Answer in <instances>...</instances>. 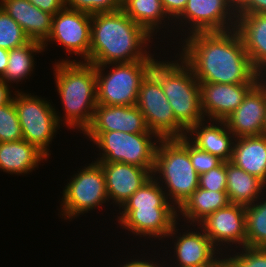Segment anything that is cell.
Masks as SVG:
<instances>
[{
    "instance_id": "6da1fadb",
    "label": "cell",
    "mask_w": 266,
    "mask_h": 267,
    "mask_svg": "<svg viewBox=\"0 0 266 267\" xmlns=\"http://www.w3.org/2000/svg\"><path fill=\"white\" fill-rule=\"evenodd\" d=\"M184 43L178 56L192 69L198 82L258 83L264 78L254 69L235 29L195 32Z\"/></svg>"
},
{
    "instance_id": "7a4b0ae2",
    "label": "cell",
    "mask_w": 266,
    "mask_h": 267,
    "mask_svg": "<svg viewBox=\"0 0 266 267\" xmlns=\"http://www.w3.org/2000/svg\"><path fill=\"white\" fill-rule=\"evenodd\" d=\"M150 37L142 26L122 10L93 14L88 63L98 66L156 60L145 50Z\"/></svg>"
},
{
    "instance_id": "3957f363",
    "label": "cell",
    "mask_w": 266,
    "mask_h": 267,
    "mask_svg": "<svg viewBox=\"0 0 266 267\" xmlns=\"http://www.w3.org/2000/svg\"><path fill=\"white\" fill-rule=\"evenodd\" d=\"M55 63L56 87L65 110L64 123L84 133L98 105L95 65L67 59Z\"/></svg>"
},
{
    "instance_id": "277c9868",
    "label": "cell",
    "mask_w": 266,
    "mask_h": 267,
    "mask_svg": "<svg viewBox=\"0 0 266 267\" xmlns=\"http://www.w3.org/2000/svg\"><path fill=\"white\" fill-rule=\"evenodd\" d=\"M179 61H155L150 73L161 85L176 120L188 130L206 119L201 109L199 82L192 69L181 58Z\"/></svg>"
},
{
    "instance_id": "5b68a950",
    "label": "cell",
    "mask_w": 266,
    "mask_h": 267,
    "mask_svg": "<svg viewBox=\"0 0 266 267\" xmlns=\"http://www.w3.org/2000/svg\"><path fill=\"white\" fill-rule=\"evenodd\" d=\"M156 173L161 174L159 179L163 176L164 181H160L165 182L166 188L162 189L168 190L166 196L178 210L199 187V175L192 165L186 136L159 140L152 175Z\"/></svg>"
},
{
    "instance_id": "8992f818",
    "label": "cell",
    "mask_w": 266,
    "mask_h": 267,
    "mask_svg": "<svg viewBox=\"0 0 266 267\" xmlns=\"http://www.w3.org/2000/svg\"><path fill=\"white\" fill-rule=\"evenodd\" d=\"M99 150L97 163L120 162L133 164L145 169H154L157 144L161 139L155 133H126L120 131H85ZM157 140L152 141V137ZM156 141V142H155Z\"/></svg>"
},
{
    "instance_id": "52a82bcc",
    "label": "cell",
    "mask_w": 266,
    "mask_h": 267,
    "mask_svg": "<svg viewBox=\"0 0 266 267\" xmlns=\"http://www.w3.org/2000/svg\"><path fill=\"white\" fill-rule=\"evenodd\" d=\"M156 60H139L130 63H110L113 67L103 74L105 65L95 66L97 77V103L109 106H134L143 79Z\"/></svg>"
},
{
    "instance_id": "ba28073f",
    "label": "cell",
    "mask_w": 266,
    "mask_h": 267,
    "mask_svg": "<svg viewBox=\"0 0 266 267\" xmlns=\"http://www.w3.org/2000/svg\"><path fill=\"white\" fill-rule=\"evenodd\" d=\"M14 95L12 100L21 125L23 139L35 145L49 157V144L64 120L45 99L19 91H15Z\"/></svg>"
},
{
    "instance_id": "9c48e42d",
    "label": "cell",
    "mask_w": 266,
    "mask_h": 267,
    "mask_svg": "<svg viewBox=\"0 0 266 267\" xmlns=\"http://www.w3.org/2000/svg\"><path fill=\"white\" fill-rule=\"evenodd\" d=\"M63 190L61 212L65 218H74L109 201L105 176L99 163L92 161L74 174Z\"/></svg>"
},
{
    "instance_id": "30bf717a",
    "label": "cell",
    "mask_w": 266,
    "mask_h": 267,
    "mask_svg": "<svg viewBox=\"0 0 266 267\" xmlns=\"http://www.w3.org/2000/svg\"><path fill=\"white\" fill-rule=\"evenodd\" d=\"M136 106L145 117L148 129L161 139L186 136V129L176 120L161 85L149 72L143 79Z\"/></svg>"
},
{
    "instance_id": "8fae6325",
    "label": "cell",
    "mask_w": 266,
    "mask_h": 267,
    "mask_svg": "<svg viewBox=\"0 0 266 267\" xmlns=\"http://www.w3.org/2000/svg\"><path fill=\"white\" fill-rule=\"evenodd\" d=\"M91 18L90 13L65 7L53 16L52 30L43 43L44 49L48 41L55 40L69 53L81 55L85 62H89Z\"/></svg>"
},
{
    "instance_id": "7c38bea8",
    "label": "cell",
    "mask_w": 266,
    "mask_h": 267,
    "mask_svg": "<svg viewBox=\"0 0 266 267\" xmlns=\"http://www.w3.org/2000/svg\"><path fill=\"white\" fill-rule=\"evenodd\" d=\"M177 19L181 22H184L182 21L184 19L186 24H190L189 34L226 32L235 29L237 12L228 0H188L185 9Z\"/></svg>"
},
{
    "instance_id": "4fadbf2b",
    "label": "cell",
    "mask_w": 266,
    "mask_h": 267,
    "mask_svg": "<svg viewBox=\"0 0 266 267\" xmlns=\"http://www.w3.org/2000/svg\"><path fill=\"white\" fill-rule=\"evenodd\" d=\"M118 216V223L132 234L140 237L150 236L154 238L172 237L176 235L177 208L153 207L146 209H122ZM175 231V232H174Z\"/></svg>"
},
{
    "instance_id": "5bb4252c",
    "label": "cell",
    "mask_w": 266,
    "mask_h": 267,
    "mask_svg": "<svg viewBox=\"0 0 266 267\" xmlns=\"http://www.w3.org/2000/svg\"><path fill=\"white\" fill-rule=\"evenodd\" d=\"M200 225L212 244L215 247L219 245L217 249L226 243L230 246V243H235L242 248L246 246V213L243 205L229 203L207 216Z\"/></svg>"
},
{
    "instance_id": "9a60e30c",
    "label": "cell",
    "mask_w": 266,
    "mask_h": 267,
    "mask_svg": "<svg viewBox=\"0 0 266 267\" xmlns=\"http://www.w3.org/2000/svg\"><path fill=\"white\" fill-rule=\"evenodd\" d=\"M264 78H261L244 97L242 104L224 120L235 138L263 135L266 114Z\"/></svg>"
},
{
    "instance_id": "2e32d148",
    "label": "cell",
    "mask_w": 266,
    "mask_h": 267,
    "mask_svg": "<svg viewBox=\"0 0 266 267\" xmlns=\"http://www.w3.org/2000/svg\"><path fill=\"white\" fill-rule=\"evenodd\" d=\"M257 83L199 82L201 109L211 122L224 121L243 102L244 97Z\"/></svg>"
},
{
    "instance_id": "e0dca14e",
    "label": "cell",
    "mask_w": 266,
    "mask_h": 267,
    "mask_svg": "<svg viewBox=\"0 0 266 267\" xmlns=\"http://www.w3.org/2000/svg\"><path fill=\"white\" fill-rule=\"evenodd\" d=\"M102 167L108 200L120 207L152 177L153 169L120 162L99 163Z\"/></svg>"
},
{
    "instance_id": "ac0fdd59",
    "label": "cell",
    "mask_w": 266,
    "mask_h": 267,
    "mask_svg": "<svg viewBox=\"0 0 266 267\" xmlns=\"http://www.w3.org/2000/svg\"><path fill=\"white\" fill-rule=\"evenodd\" d=\"M85 131L153 133L148 129L145 117L136 105L109 106L98 104L95 107L91 125Z\"/></svg>"
},
{
    "instance_id": "d6986e66",
    "label": "cell",
    "mask_w": 266,
    "mask_h": 267,
    "mask_svg": "<svg viewBox=\"0 0 266 267\" xmlns=\"http://www.w3.org/2000/svg\"><path fill=\"white\" fill-rule=\"evenodd\" d=\"M0 7L20 25L30 40L44 43L50 36L54 15L28 0H0Z\"/></svg>"
},
{
    "instance_id": "ffe728a7",
    "label": "cell",
    "mask_w": 266,
    "mask_h": 267,
    "mask_svg": "<svg viewBox=\"0 0 266 267\" xmlns=\"http://www.w3.org/2000/svg\"><path fill=\"white\" fill-rule=\"evenodd\" d=\"M235 30L240 35L254 69L264 77L266 75V13L237 15Z\"/></svg>"
},
{
    "instance_id": "44dd1931",
    "label": "cell",
    "mask_w": 266,
    "mask_h": 267,
    "mask_svg": "<svg viewBox=\"0 0 266 267\" xmlns=\"http://www.w3.org/2000/svg\"><path fill=\"white\" fill-rule=\"evenodd\" d=\"M204 121L206 122V120H203L190 127L186 131L188 133L186 137L197 148L217 156L223 162H230L233 155V141L236 139L233 133L228 129L225 121L216 120L214 121L216 125L214 122L213 124L210 122L207 124Z\"/></svg>"
},
{
    "instance_id": "7402d4cb",
    "label": "cell",
    "mask_w": 266,
    "mask_h": 267,
    "mask_svg": "<svg viewBox=\"0 0 266 267\" xmlns=\"http://www.w3.org/2000/svg\"><path fill=\"white\" fill-rule=\"evenodd\" d=\"M202 232H186L180 237L176 236L177 241L174 242L176 255L175 267H200L213 264L218 256L215 255L218 250L204 233L202 228L198 227ZM217 256V257H216ZM216 257V258H215ZM178 262V263H177Z\"/></svg>"
},
{
    "instance_id": "603a6c76",
    "label": "cell",
    "mask_w": 266,
    "mask_h": 267,
    "mask_svg": "<svg viewBox=\"0 0 266 267\" xmlns=\"http://www.w3.org/2000/svg\"><path fill=\"white\" fill-rule=\"evenodd\" d=\"M230 162L266 185V136L236 138Z\"/></svg>"
},
{
    "instance_id": "cb8c5ba5",
    "label": "cell",
    "mask_w": 266,
    "mask_h": 267,
    "mask_svg": "<svg viewBox=\"0 0 266 267\" xmlns=\"http://www.w3.org/2000/svg\"><path fill=\"white\" fill-rule=\"evenodd\" d=\"M48 157L35 145L24 139L0 142V170L7 173H28L38 167L41 160Z\"/></svg>"
},
{
    "instance_id": "d4e9b609",
    "label": "cell",
    "mask_w": 266,
    "mask_h": 267,
    "mask_svg": "<svg viewBox=\"0 0 266 267\" xmlns=\"http://www.w3.org/2000/svg\"><path fill=\"white\" fill-rule=\"evenodd\" d=\"M226 192L230 203L243 206L258 202L266 185L231 162H226Z\"/></svg>"
},
{
    "instance_id": "484cf974",
    "label": "cell",
    "mask_w": 266,
    "mask_h": 267,
    "mask_svg": "<svg viewBox=\"0 0 266 267\" xmlns=\"http://www.w3.org/2000/svg\"><path fill=\"white\" fill-rule=\"evenodd\" d=\"M226 191H211L198 187L178 209L186 220L200 223L207 216L229 204Z\"/></svg>"
},
{
    "instance_id": "4316f807",
    "label": "cell",
    "mask_w": 266,
    "mask_h": 267,
    "mask_svg": "<svg viewBox=\"0 0 266 267\" xmlns=\"http://www.w3.org/2000/svg\"><path fill=\"white\" fill-rule=\"evenodd\" d=\"M121 10L151 36L168 17L161 0H122Z\"/></svg>"
},
{
    "instance_id": "83f0119b",
    "label": "cell",
    "mask_w": 266,
    "mask_h": 267,
    "mask_svg": "<svg viewBox=\"0 0 266 267\" xmlns=\"http://www.w3.org/2000/svg\"><path fill=\"white\" fill-rule=\"evenodd\" d=\"M44 51L43 43L35 40H30L25 45L9 50L8 65L4 75L0 78L7 84L16 82V84L27 78L26 76L34 69V53Z\"/></svg>"
},
{
    "instance_id": "f1b7e54d",
    "label": "cell",
    "mask_w": 266,
    "mask_h": 267,
    "mask_svg": "<svg viewBox=\"0 0 266 267\" xmlns=\"http://www.w3.org/2000/svg\"><path fill=\"white\" fill-rule=\"evenodd\" d=\"M158 177L152 176L122 206V209L175 207L170 204ZM158 181V182H157ZM161 185V186H160Z\"/></svg>"
},
{
    "instance_id": "f546056e",
    "label": "cell",
    "mask_w": 266,
    "mask_h": 267,
    "mask_svg": "<svg viewBox=\"0 0 266 267\" xmlns=\"http://www.w3.org/2000/svg\"><path fill=\"white\" fill-rule=\"evenodd\" d=\"M246 246L266 248V200L245 206Z\"/></svg>"
},
{
    "instance_id": "4dcf8cb0",
    "label": "cell",
    "mask_w": 266,
    "mask_h": 267,
    "mask_svg": "<svg viewBox=\"0 0 266 267\" xmlns=\"http://www.w3.org/2000/svg\"><path fill=\"white\" fill-rule=\"evenodd\" d=\"M29 41L20 25L0 7V48L9 51Z\"/></svg>"
},
{
    "instance_id": "1f68e13d",
    "label": "cell",
    "mask_w": 266,
    "mask_h": 267,
    "mask_svg": "<svg viewBox=\"0 0 266 267\" xmlns=\"http://www.w3.org/2000/svg\"><path fill=\"white\" fill-rule=\"evenodd\" d=\"M23 139L21 125L11 100L8 104L0 106V142L18 141Z\"/></svg>"
},
{
    "instance_id": "d6a6232c",
    "label": "cell",
    "mask_w": 266,
    "mask_h": 267,
    "mask_svg": "<svg viewBox=\"0 0 266 267\" xmlns=\"http://www.w3.org/2000/svg\"><path fill=\"white\" fill-rule=\"evenodd\" d=\"M243 251L225 258V267H266V248L245 246Z\"/></svg>"
},
{
    "instance_id": "836d02e7",
    "label": "cell",
    "mask_w": 266,
    "mask_h": 267,
    "mask_svg": "<svg viewBox=\"0 0 266 267\" xmlns=\"http://www.w3.org/2000/svg\"><path fill=\"white\" fill-rule=\"evenodd\" d=\"M65 6L69 9L83 11L93 15L121 10L122 0H65Z\"/></svg>"
},
{
    "instance_id": "e575fe53",
    "label": "cell",
    "mask_w": 266,
    "mask_h": 267,
    "mask_svg": "<svg viewBox=\"0 0 266 267\" xmlns=\"http://www.w3.org/2000/svg\"><path fill=\"white\" fill-rule=\"evenodd\" d=\"M226 162L199 175V187L211 191H226Z\"/></svg>"
},
{
    "instance_id": "d590c367",
    "label": "cell",
    "mask_w": 266,
    "mask_h": 267,
    "mask_svg": "<svg viewBox=\"0 0 266 267\" xmlns=\"http://www.w3.org/2000/svg\"><path fill=\"white\" fill-rule=\"evenodd\" d=\"M189 156L192 162V165L198 175L210 171L212 168L217 167L222 160L217 156L210 154L206 151H203L197 148L189 141Z\"/></svg>"
},
{
    "instance_id": "8d00e7d4",
    "label": "cell",
    "mask_w": 266,
    "mask_h": 267,
    "mask_svg": "<svg viewBox=\"0 0 266 267\" xmlns=\"http://www.w3.org/2000/svg\"><path fill=\"white\" fill-rule=\"evenodd\" d=\"M40 10L55 15L65 6V0H28Z\"/></svg>"
},
{
    "instance_id": "74e56055",
    "label": "cell",
    "mask_w": 266,
    "mask_h": 267,
    "mask_svg": "<svg viewBox=\"0 0 266 267\" xmlns=\"http://www.w3.org/2000/svg\"><path fill=\"white\" fill-rule=\"evenodd\" d=\"M188 0H161L162 6L168 15V19H176L182 14Z\"/></svg>"
},
{
    "instance_id": "f35d334b",
    "label": "cell",
    "mask_w": 266,
    "mask_h": 267,
    "mask_svg": "<svg viewBox=\"0 0 266 267\" xmlns=\"http://www.w3.org/2000/svg\"><path fill=\"white\" fill-rule=\"evenodd\" d=\"M266 13V0H248L238 11L237 15Z\"/></svg>"
},
{
    "instance_id": "ab89813d",
    "label": "cell",
    "mask_w": 266,
    "mask_h": 267,
    "mask_svg": "<svg viewBox=\"0 0 266 267\" xmlns=\"http://www.w3.org/2000/svg\"><path fill=\"white\" fill-rule=\"evenodd\" d=\"M10 87L4 80L0 79V106L8 104L12 100Z\"/></svg>"
},
{
    "instance_id": "60d3db41",
    "label": "cell",
    "mask_w": 266,
    "mask_h": 267,
    "mask_svg": "<svg viewBox=\"0 0 266 267\" xmlns=\"http://www.w3.org/2000/svg\"><path fill=\"white\" fill-rule=\"evenodd\" d=\"M159 264H157V262L155 263V262H152V261H150L149 262V260H139V259H137V261H136V259H135V261L134 260H131L130 262H126V264H124V265H120V267H161L160 265L158 266Z\"/></svg>"
},
{
    "instance_id": "b9f144b4",
    "label": "cell",
    "mask_w": 266,
    "mask_h": 267,
    "mask_svg": "<svg viewBox=\"0 0 266 267\" xmlns=\"http://www.w3.org/2000/svg\"><path fill=\"white\" fill-rule=\"evenodd\" d=\"M8 54V50L0 48V78L4 75L8 65Z\"/></svg>"
},
{
    "instance_id": "7bdbcfd3",
    "label": "cell",
    "mask_w": 266,
    "mask_h": 267,
    "mask_svg": "<svg viewBox=\"0 0 266 267\" xmlns=\"http://www.w3.org/2000/svg\"><path fill=\"white\" fill-rule=\"evenodd\" d=\"M248 0H228L229 4L237 12Z\"/></svg>"
},
{
    "instance_id": "ee69618b",
    "label": "cell",
    "mask_w": 266,
    "mask_h": 267,
    "mask_svg": "<svg viewBox=\"0 0 266 267\" xmlns=\"http://www.w3.org/2000/svg\"><path fill=\"white\" fill-rule=\"evenodd\" d=\"M200 267H225V259L218 258L213 264L200 266Z\"/></svg>"
},
{
    "instance_id": "f6af8a7d",
    "label": "cell",
    "mask_w": 266,
    "mask_h": 267,
    "mask_svg": "<svg viewBox=\"0 0 266 267\" xmlns=\"http://www.w3.org/2000/svg\"><path fill=\"white\" fill-rule=\"evenodd\" d=\"M263 135L266 136V114H265V121H264Z\"/></svg>"
}]
</instances>
